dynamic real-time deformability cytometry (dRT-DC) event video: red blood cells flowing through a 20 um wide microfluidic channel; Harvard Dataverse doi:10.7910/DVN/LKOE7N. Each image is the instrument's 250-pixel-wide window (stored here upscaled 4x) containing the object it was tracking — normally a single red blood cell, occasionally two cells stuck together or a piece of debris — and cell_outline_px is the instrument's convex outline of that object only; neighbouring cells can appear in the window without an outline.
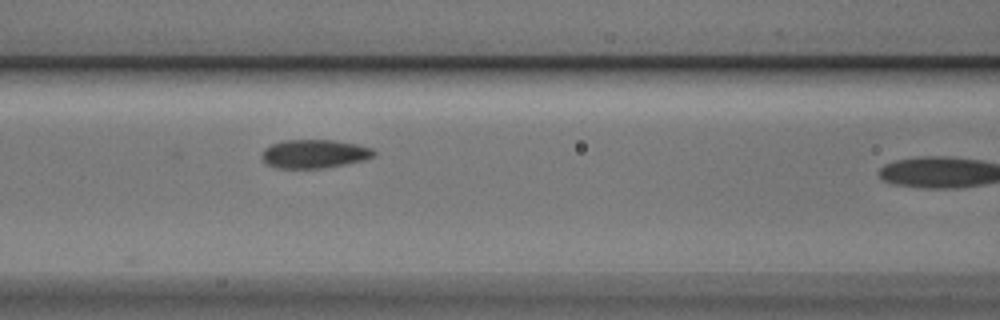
{"species": "Egyptian fruit bat (a non-hibernating species)", "species_latin": "Rousettus aegyptiacus", "temperature_condition": "cold", "stored_images_in_passage": 6, "camera_frame_rate_fps": 3000, "um_per_image_px": 0.085, "animal": {"sex": "male"}, "frame": {"image": 1, "passage_image": 5, "time_ms": 1.333, "image_size_px": [1000, 320], "cell_outline_px": [[376, 152], [372, 156], [364, 160], [324, 168], [276, 168], [268, 164], [260, 156], [264, 148], [272, 144], [284, 140], [332, 140], [356, 144], [372, 148]], "centroid_in_image_um": [26.69, 13.07], "position_along_channel_um": 139.9, "area_um2": 18.55}}